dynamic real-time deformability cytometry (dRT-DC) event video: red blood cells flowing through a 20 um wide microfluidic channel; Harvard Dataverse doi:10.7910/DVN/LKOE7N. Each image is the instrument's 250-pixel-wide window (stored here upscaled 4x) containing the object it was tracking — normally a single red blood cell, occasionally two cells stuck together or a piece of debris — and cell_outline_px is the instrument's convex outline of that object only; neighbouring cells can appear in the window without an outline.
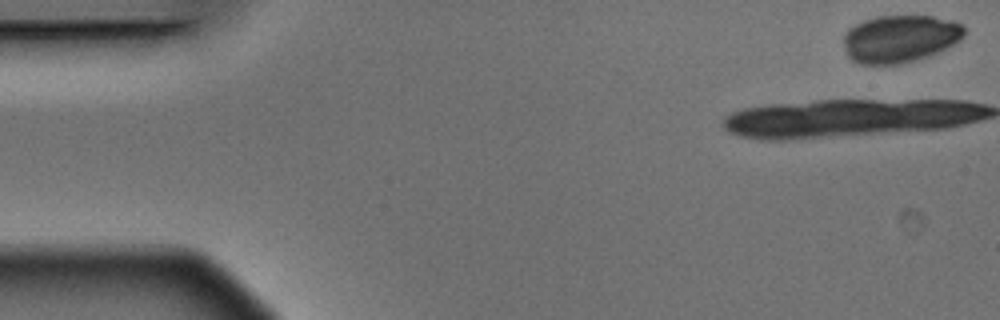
{"species": "Egyptian fruit bat (a non-hibernating species)", "species_latin": "Rousettus aegyptiacus", "temperature_condition": "warm", "stored_images_in_passage": 5, "camera_frame_rate_fps": 3000, "um_per_image_px": 0.085, "animal": {"sex": "male"}, "frame": {"image": 1, "passage_image": 1, "time_ms": 0.0, "image_size_px": [1000, 320], "cell_outline_px": [[964, 36], [960, 40], [928, 56], [916, 60], [900, 64], [860, 64], [852, 60], [848, 56], [844, 44], [844, 32], [848, 28], [864, 20], [876, 16], [932, 16], [952, 20], [960, 24], [964, 28]], "centroid_in_image_um": [76.47, 3.28], "position_along_channel_um": 8.5, "area_um2": 33.29}}